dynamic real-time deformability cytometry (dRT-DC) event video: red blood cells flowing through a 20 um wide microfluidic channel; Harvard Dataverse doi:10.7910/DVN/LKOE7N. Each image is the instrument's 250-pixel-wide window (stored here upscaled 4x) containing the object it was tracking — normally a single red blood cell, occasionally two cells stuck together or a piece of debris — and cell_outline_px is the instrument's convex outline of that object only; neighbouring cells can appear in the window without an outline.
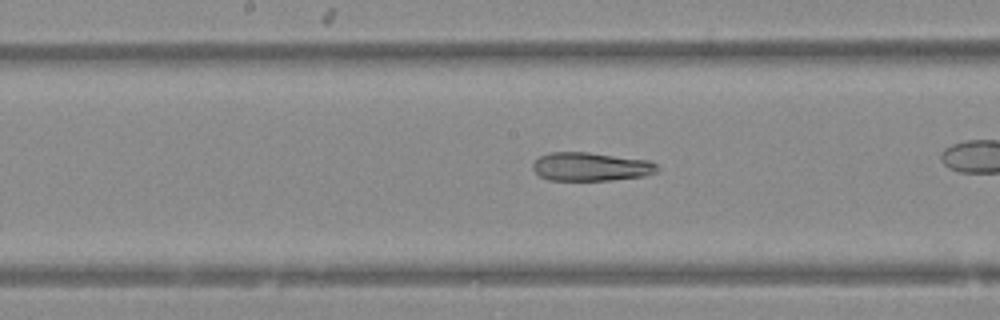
{"species": "Egyptian fruit bat (a non-hibernating species)", "species_latin": "Rousettus aegyptiacus", "temperature_condition": "warm", "stored_images_in_passage": 25, "camera_frame_rate_fps": 3000, "um_per_image_px": 0.085, "animal": {"sex": "female"}, "frame": {"image": 1, "passage_image": 20, "time_ms": 6.333, "image_size_px": [1000, 320], "cell_outline_px": [[660, 172], [644, 176], [612, 180], [548, 180], [540, 176], [532, 168], [532, 164], [540, 156], [552, 152], [588, 152], [648, 160], [656, 164], [660, 168]], "centroid_in_image_um": [50.26, 14.17], "position_along_channel_um": 197.9, "area_um2": 20.81}}
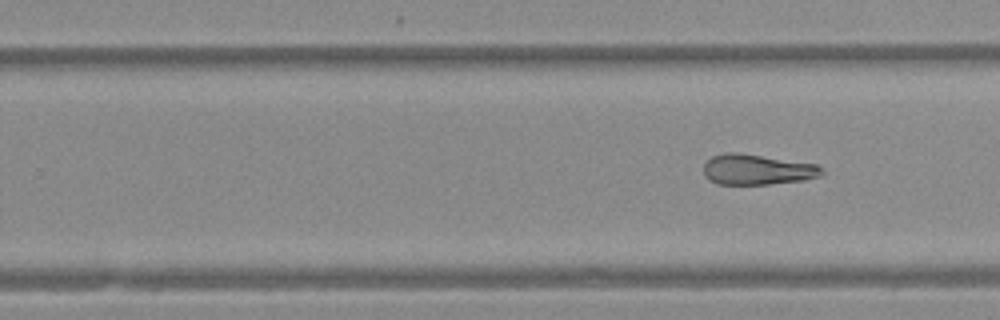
{"frame": {"image": 2, "passage_image": 25, "time_ms": 8.0, "image_size_px": [1000, 320], "cell_outline_px": [[824, 172], [820, 176], [804, 180], [768, 184], [716, 184], [708, 180], [704, 172], [704, 164], [712, 156], [724, 152], [736, 152], [816, 164], [824, 168]], "centroid_in_image_um": [64.35, 14.41], "position_along_channel_um": 265.4, "area_um2": 20.98}}